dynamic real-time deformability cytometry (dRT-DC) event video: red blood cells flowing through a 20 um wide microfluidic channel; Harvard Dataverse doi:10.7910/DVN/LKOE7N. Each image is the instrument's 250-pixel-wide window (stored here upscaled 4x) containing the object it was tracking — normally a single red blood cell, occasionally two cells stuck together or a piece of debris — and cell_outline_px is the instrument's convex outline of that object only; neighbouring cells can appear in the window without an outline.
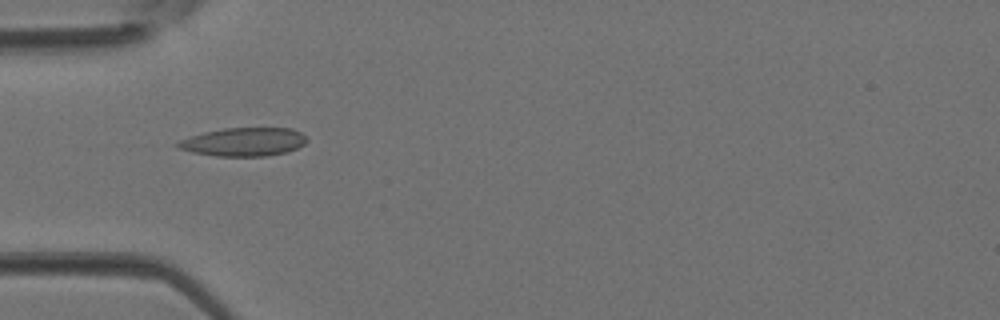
{"species": "Egyptian fruit bat (a non-hibernating species)", "species_latin": "Rousettus aegyptiacus", "temperature_condition": "room temperature", "stored_images_in_passage": 1, "camera_frame_rate_fps": 3000, "um_per_image_px": 0.085, "animal": {"sex": "female"}, "frame": {"image": 1, "passage_image": 1, "time_ms": 0.0, "image_size_px": [1000, 320], "cell_outline_px": [[308, 140], [304, 144], [288, 152], [268, 156], [216, 156], [192, 152], [180, 148], [172, 144], [176, 140], [204, 132], [224, 128], [292, 128], [300, 132]], "centroid_in_image_um": [20.68, 12.06], "position_along_channel_um": 64.3, "area_um2": 21.56}}